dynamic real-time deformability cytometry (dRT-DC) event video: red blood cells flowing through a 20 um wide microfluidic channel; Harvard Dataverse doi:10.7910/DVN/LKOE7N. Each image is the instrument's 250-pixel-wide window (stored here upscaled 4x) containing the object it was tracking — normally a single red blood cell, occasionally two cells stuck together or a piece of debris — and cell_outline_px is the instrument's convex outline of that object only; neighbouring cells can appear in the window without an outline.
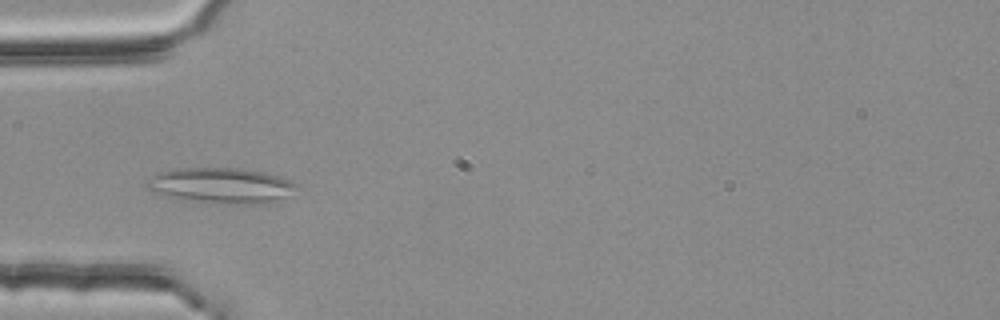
{"species": "common noctule bat (a hibernating species)", "species_latin": "Nyctalus noctula", "temperature_condition": "room temperature", "stored_images_in_passage": 5, "camera_frame_rate_fps": 3000, "um_per_image_px": 0.085, "animal": {"sex": "female", "body_mass_g": 25.1}, "frame": {"image": 1, "passage_image": 4, "time_ms": 1.0, "image_size_px": [1000, 320], "cell_outline_px": [[300, 188], [292, 196], [268, 204], [208, 204], [164, 196], [152, 192], [144, 184], [144, 180], [156, 172], [172, 168], [240, 168], [264, 172], [288, 180], [296, 184]], "centroid_in_image_um": [18.77, 15.79], "position_along_channel_um": 66.2, "area_um2": 32.14}}